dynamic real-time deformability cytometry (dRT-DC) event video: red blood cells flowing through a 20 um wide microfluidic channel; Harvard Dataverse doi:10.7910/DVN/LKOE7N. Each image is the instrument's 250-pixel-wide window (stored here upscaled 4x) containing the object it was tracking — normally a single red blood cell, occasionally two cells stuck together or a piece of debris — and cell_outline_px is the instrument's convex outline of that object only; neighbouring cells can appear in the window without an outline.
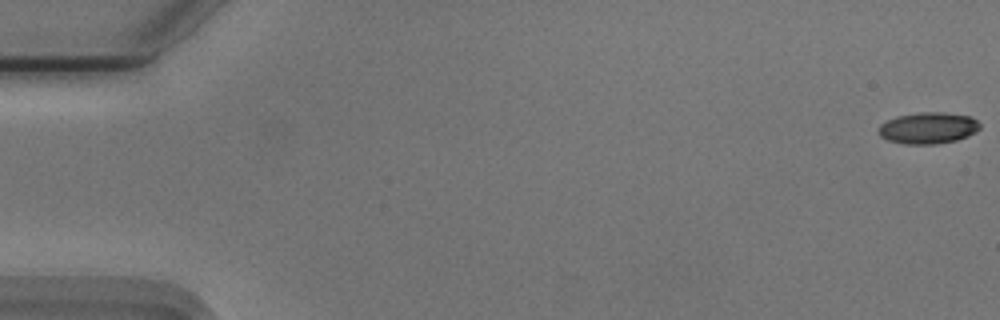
{"species": "Egyptian fruit bat (a non-hibernating species)", "species_latin": "Rousettus aegyptiacus", "temperature_condition": "cold", "stored_images_in_passage": 55, "camera_frame_rate_fps": 3000, "um_per_image_px": 0.085, "animal": {"sex": "male"}, "frame": {"image": 1, "passage_image": 1, "time_ms": 0.0, "image_size_px": [1000, 320], "cell_outline_px": [[980, 128], [976, 132], [968, 136], [956, 140], [936, 144], [904, 144], [888, 140], [880, 136], [876, 132], [876, 128], [880, 124], [896, 116], [920, 112], [944, 112], [972, 116], [980, 124]], "centroid_in_image_um": [78.87, 10.88], "position_along_channel_um": 6.1, "area_um2": 18.84}}
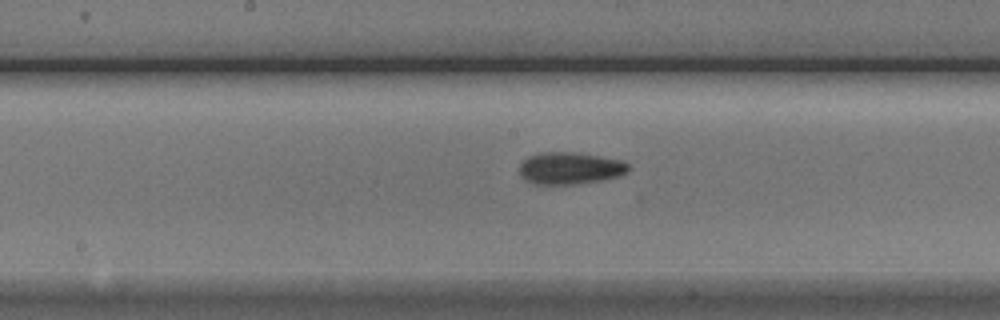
{"frame": {"image": 2, "passage_image": 29, "time_ms": 9.333, "image_size_px": [1000, 320], "cell_outline_px": [[628, 172], [616, 176], [600, 180], [572, 184], [536, 184], [524, 180], [520, 176], [520, 164], [528, 156], [540, 152], [580, 152], [624, 160], [628, 164]], "centroid_in_image_um": [48.44, 14.28], "position_along_channel_um": 199.8, "area_um2": 20.46}}
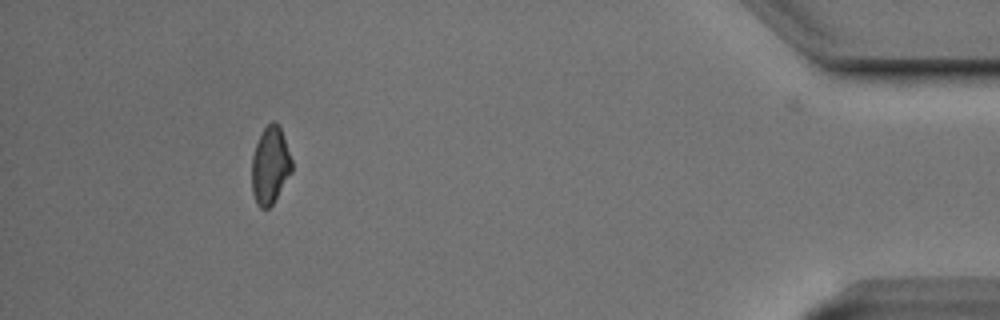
{"frame": {"image": 3, "passage_image": 51, "time_ms": 16.667, "image_size_px": [1000, 320], "cell_outline_px": [[292, 172], [272, 204], [268, 208], [260, 208], [256, 204], [252, 192], [252, 156], [256, 144], [264, 128], [272, 120], [280, 128], [292, 160]], "centroid_in_image_um": [22.95, 14.09], "position_along_channel_um": 412.2, "area_um2": 17.8}, "authors_computed_cell_mechanics": {"area_um2": 19.1318, "velocity_mm_per_s": 3.7439, "shape_relaxation_time_tau1_ms": 4.9059, "shape_relaxation_time_tau2_ms": 6.3292, "deformation_change_tau1": 0.1283, "deformation_change_tau2": 0.1267}}